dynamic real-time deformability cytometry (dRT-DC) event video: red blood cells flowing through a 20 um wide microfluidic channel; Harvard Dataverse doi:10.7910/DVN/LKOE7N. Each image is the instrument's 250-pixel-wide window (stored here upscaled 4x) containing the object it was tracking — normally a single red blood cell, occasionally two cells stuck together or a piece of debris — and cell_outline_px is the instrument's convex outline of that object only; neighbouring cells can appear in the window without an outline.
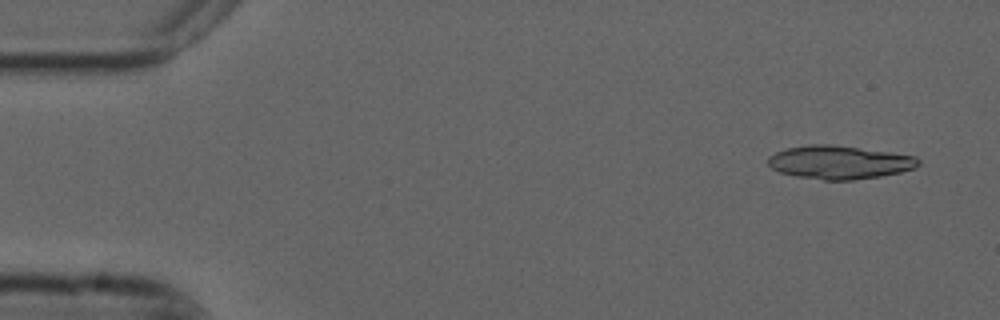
{"species": "common noctule bat (a hibernating species)", "species_latin": "Nyctalus noctula", "temperature_condition": "cold", "stored_images_in_passage": 53, "segment_of_instrument_passage": [1, 2], "camera_frame_rate_fps": 3000, "um_per_image_px": 0.085, "animal": {"sex": "male", "forearm_length_mm": 52.5}, "frame": {"image": 1, "passage_image": 3, "time_ms": 0.667, "image_size_px": [1000, 320], "cell_outline_px": [[920, 164], [916, 168], [900, 172], [880, 176], [852, 180], [824, 180], [796, 176], [780, 172], [772, 168], [768, 164], [768, 156], [776, 152], [788, 148], [812, 144], [828, 144], [888, 152], [916, 156], [920, 160]], "centroid_in_image_um": [71.35, 13.8], "position_along_channel_um": 13.6, "area_um2": 29.02}}